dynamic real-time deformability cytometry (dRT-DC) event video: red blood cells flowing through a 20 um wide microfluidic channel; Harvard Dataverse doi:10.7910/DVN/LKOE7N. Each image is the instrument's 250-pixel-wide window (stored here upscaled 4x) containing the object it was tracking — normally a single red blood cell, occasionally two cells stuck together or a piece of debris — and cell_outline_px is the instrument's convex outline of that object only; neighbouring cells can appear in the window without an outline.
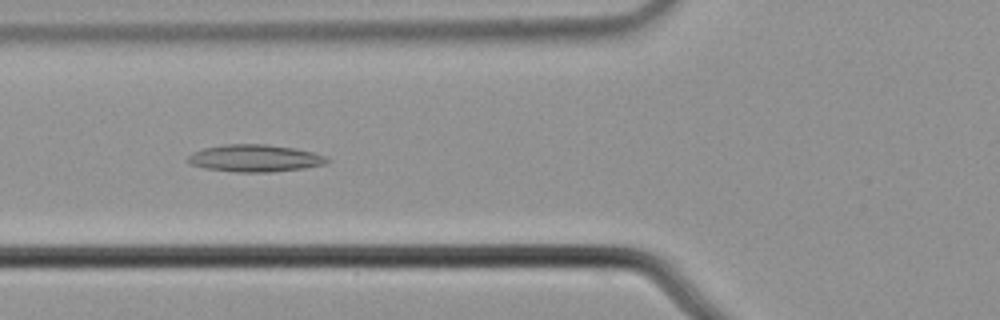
{"species": "common noctule bat (a hibernating species)", "species_latin": "Nyctalus noctula", "temperature_condition": "cold", "stored_images_in_passage": 9, "camera_frame_rate_fps": 3000, "um_per_image_px": 0.085, "animal": {"sex": "male", "body_mass_g": 21.5, "forearm_length_mm": 52.0}, "frame": {"image": 1, "passage_image": 6, "time_ms": 1.667, "image_size_px": [1000, 320], "cell_outline_px": [[332, 160], [324, 164], [304, 168], [272, 172], [236, 172], [204, 168], [188, 164], [188, 156], [192, 152], [204, 148], [224, 144], [264, 144], [296, 148], [312, 152], [324, 156]], "centroid_in_image_um": [21.65, 13.45], "position_along_channel_um": 104.2, "area_um2": 22.14}}
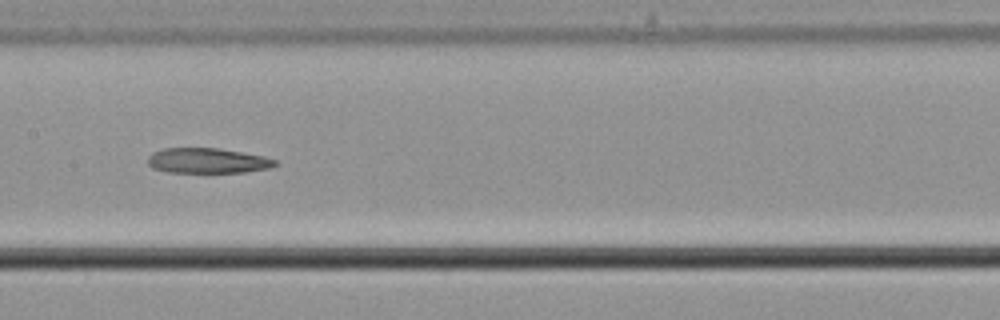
{"frame": {"image": 2, "passage_image": 8, "time_ms": 2.333, "image_size_px": [1000, 320], "cell_outline_px": [[280, 164], [272, 168], [244, 172], [168, 172], [152, 168], [148, 164], [148, 156], [152, 152], [164, 148], [220, 148], [264, 156], [276, 160]], "centroid_in_image_um": [17.67, 13.65], "position_along_channel_um": 189.7, "area_um2": 18.84}}
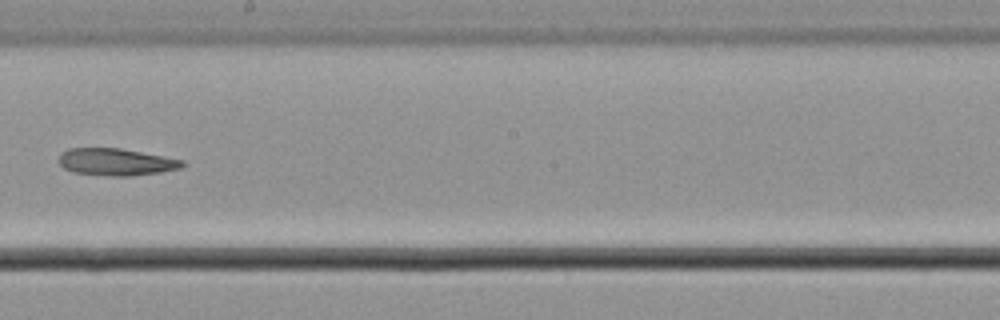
{"frame": {"image": 3, "passage_image": 9, "time_ms": 2.667, "image_size_px": [1000, 320], "cell_outline_px": [[184, 164], [180, 168], [160, 172], [132, 176], [108, 176], [72, 172], [64, 168], [60, 164], [60, 156], [68, 148], [120, 148], [184, 160]], "centroid_in_image_um": [9.87, 13.77], "position_along_channel_um": 238.3, "area_um2": 19.36}}